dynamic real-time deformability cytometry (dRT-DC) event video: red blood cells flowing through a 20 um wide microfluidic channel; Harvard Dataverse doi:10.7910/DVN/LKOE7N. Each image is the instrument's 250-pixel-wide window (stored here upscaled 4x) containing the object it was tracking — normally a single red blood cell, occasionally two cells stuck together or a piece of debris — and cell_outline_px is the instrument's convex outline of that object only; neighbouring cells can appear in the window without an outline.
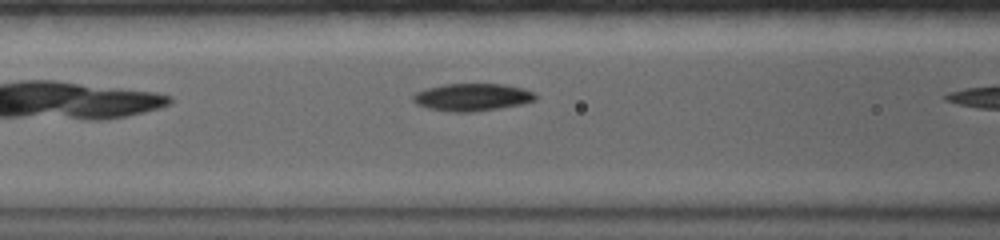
{"species": "common noctule bat (a hibernating species)", "species_latin": "Nyctalus noctula", "temperature_condition": "warm", "stored_images_in_passage": 4, "camera_frame_rate_fps": 5000, "um_per_image_px": 0.085, "animal": {"sex": "female", "body_mass_g": 19.0, "forearm_length_mm": 56.7}, "frame": {"image": 1, "passage_image": 3, "time_ms": 1.4, "image_size_px": [1000, 240], "cell_outline_px": [[536, 100], [520, 104], [472, 112], [452, 112], [428, 108], [416, 104], [412, 100], [412, 96], [416, 92], [428, 88], [444, 84], [504, 84], [524, 88], [532, 92], [536, 96]], "centroid_in_image_um": [40.11, 8.25], "position_along_channel_um": 126.5, "area_um2": 19.42}}